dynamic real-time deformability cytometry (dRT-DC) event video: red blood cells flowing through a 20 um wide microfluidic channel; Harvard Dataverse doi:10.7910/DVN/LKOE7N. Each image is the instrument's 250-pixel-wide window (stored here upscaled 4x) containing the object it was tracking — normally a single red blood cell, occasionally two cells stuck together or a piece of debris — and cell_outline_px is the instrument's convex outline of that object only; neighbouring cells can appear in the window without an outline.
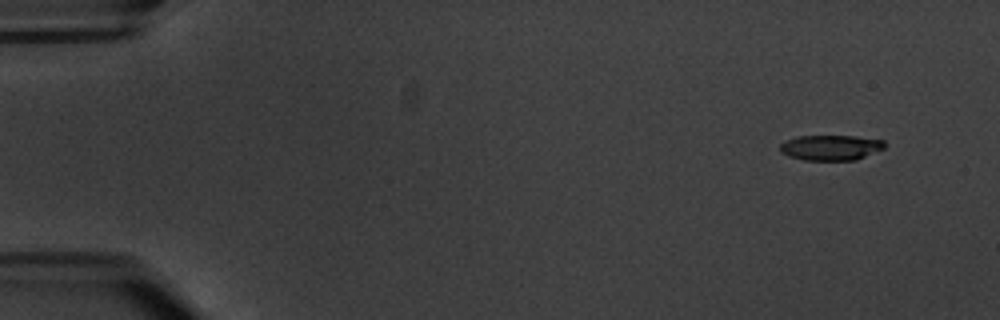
{"species": "common noctule bat (a hibernating species)", "species_latin": "Nyctalus noctula", "temperature_condition": "warm", "stored_images_in_passage": 3, "camera_frame_rate_fps": 3000, "um_per_image_px": 0.085, "animal": {"sex": "male", "body_mass_g": 20.1, "forearm_length_mm": 53.5}, "frame": {"image": 1, "passage_image": 1, "time_ms": 0.0, "image_size_px": [1000, 320], "cell_outline_px": [[884, 148], [856, 160], [804, 160], [788, 156], [780, 152], [780, 144], [796, 136], [856, 136], [884, 140]], "centroid_in_image_um": [70.6, 12.54], "position_along_channel_um": 14.4, "area_um2": 15.37}}